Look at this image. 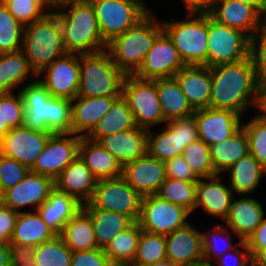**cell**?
Segmentation results:
<instances>
[{
	"mask_svg": "<svg viewBox=\"0 0 266 266\" xmlns=\"http://www.w3.org/2000/svg\"><path fill=\"white\" fill-rule=\"evenodd\" d=\"M211 109L230 110L241 117L250 107L259 109L262 88L249 57L234 63L211 67Z\"/></svg>",
	"mask_w": 266,
	"mask_h": 266,
	"instance_id": "cell-1",
	"label": "cell"
},
{
	"mask_svg": "<svg viewBox=\"0 0 266 266\" xmlns=\"http://www.w3.org/2000/svg\"><path fill=\"white\" fill-rule=\"evenodd\" d=\"M24 102L23 126L32 130L71 133V100L52 97L38 80L19 90Z\"/></svg>",
	"mask_w": 266,
	"mask_h": 266,
	"instance_id": "cell-2",
	"label": "cell"
},
{
	"mask_svg": "<svg viewBox=\"0 0 266 266\" xmlns=\"http://www.w3.org/2000/svg\"><path fill=\"white\" fill-rule=\"evenodd\" d=\"M54 13L58 16L62 28L67 53L87 54L107 48L91 1L71 3L54 10Z\"/></svg>",
	"mask_w": 266,
	"mask_h": 266,
	"instance_id": "cell-3",
	"label": "cell"
},
{
	"mask_svg": "<svg viewBox=\"0 0 266 266\" xmlns=\"http://www.w3.org/2000/svg\"><path fill=\"white\" fill-rule=\"evenodd\" d=\"M162 31L161 21L154 19L151 10L134 27L109 42L106 49L125 75H135L144 63L154 40Z\"/></svg>",
	"mask_w": 266,
	"mask_h": 266,
	"instance_id": "cell-4",
	"label": "cell"
},
{
	"mask_svg": "<svg viewBox=\"0 0 266 266\" xmlns=\"http://www.w3.org/2000/svg\"><path fill=\"white\" fill-rule=\"evenodd\" d=\"M21 51L36 75L67 54L62 28L58 16L53 11L41 20L24 26Z\"/></svg>",
	"mask_w": 266,
	"mask_h": 266,
	"instance_id": "cell-5",
	"label": "cell"
},
{
	"mask_svg": "<svg viewBox=\"0 0 266 266\" xmlns=\"http://www.w3.org/2000/svg\"><path fill=\"white\" fill-rule=\"evenodd\" d=\"M80 97L122 96L126 75L116 66L107 49L79 54Z\"/></svg>",
	"mask_w": 266,
	"mask_h": 266,
	"instance_id": "cell-6",
	"label": "cell"
},
{
	"mask_svg": "<svg viewBox=\"0 0 266 266\" xmlns=\"http://www.w3.org/2000/svg\"><path fill=\"white\" fill-rule=\"evenodd\" d=\"M161 24L185 65H203L207 61L208 13L187 12L185 20Z\"/></svg>",
	"mask_w": 266,
	"mask_h": 266,
	"instance_id": "cell-7",
	"label": "cell"
},
{
	"mask_svg": "<svg viewBox=\"0 0 266 266\" xmlns=\"http://www.w3.org/2000/svg\"><path fill=\"white\" fill-rule=\"evenodd\" d=\"M91 3L106 44L134 27L151 11L143 0H91Z\"/></svg>",
	"mask_w": 266,
	"mask_h": 266,
	"instance_id": "cell-8",
	"label": "cell"
},
{
	"mask_svg": "<svg viewBox=\"0 0 266 266\" xmlns=\"http://www.w3.org/2000/svg\"><path fill=\"white\" fill-rule=\"evenodd\" d=\"M122 97L127 101L136 126L149 130L156 124L166 123L157 94V79H140L126 75Z\"/></svg>",
	"mask_w": 266,
	"mask_h": 266,
	"instance_id": "cell-9",
	"label": "cell"
},
{
	"mask_svg": "<svg viewBox=\"0 0 266 266\" xmlns=\"http://www.w3.org/2000/svg\"><path fill=\"white\" fill-rule=\"evenodd\" d=\"M208 52L204 66L214 67L249 57L250 37L241 30L217 22L208 13Z\"/></svg>",
	"mask_w": 266,
	"mask_h": 266,
	"instance_id": "cell-10",
	"label": "cell"
},
{
	"mask_svg": "<svg viewBox=\"0 0 266 266\" xmlns=\"http://www.w3.org/2000/svg\"><path fill=\"white\" fill-rule=\"evenodd\" d=\"M142 196L125 179H100L92 199L83 204V209H102L117 212L137 222L140 216Z\"/></svg>",
	"mask_w": 266,
	"mask_h": 266,
	"instance_id": "cell-11",
	"label": "cell"
},
{
	"mask_svg": "<svg viewBox=\"0 0 266 266\" xmlns=\"http://www.w3.org/2000/svg\"><path fill=\"white\" fill-rule=\"evenodd\" d=\"M191 214L184 207L161 199L156 194L142 197L138 224L141 230L167 235L186 226Z\"/></svg>",
	"mask_w": 266,
	"mask_h": 266,
	"instance_id": "cell-12",
	"label": "cell"
},
{
	"mask_svg": "<svg viewBox=\"0 0 266 266\" xmlns=\"http://www.w3.org/2000/svg\"><path fill=\"white\" fill-rule=\"evenodd\" d=\"M80 140L74 133L52 134L30 171L55 180L78 156Z\"/></svg>",
	"mask_w": 266,
	"mask_h": 266,
	"instance_id": "cell-13",
	"label": "cell"
},
{
	"mask_svg": "<svg viewBox=\"0 0 266 266\" xmlns=\"http://www.w3.org/2000/svg\"><path fill=\"white\" fill-rule=\"evenodd\" d=\"M46 72V77H42ZM52 97L74 99L78 95L80 70L79 54L67 53L43 69L37 78Z\"/></svg>",
	"mask_w": 266,
	"mask_h": 266,
	"instance_id": "cell-14",
	"label": "cell"
},
{
	"mask_svg": "<svg viewBox=\"0 0 266 266\" xmlns=\"http://www.w3.org/2000/svg\"><path fill=\"white\" fill-rule=\"evenodd\" d=\"M52 134L25 126L12 128L0 139V154L13 158L30 169Z\"/></svg>",
	"mask_w": 266,
	"mask_h": 266,
	"instance_id": "cell-15",
	"label": "cell"
},
{
	"mask_svg": "<svg viewBox=\"0 0 266 266\" xmlns=\"http://www.w3.org/2000/svg\"><path fill=\"white\" fill-rule=\"evenodd\" d=\"M184 66L172 40L162 31L154 40L144 63L135 75L140 79L150 80L174 77Z\"/></svg>",
	"mask_w": 266,
	"mask_h": 266,
	"instance_id": "cell-16",
	"label": "cell"
},
{
	"mask_svg": "<svg viewBox=\"0 0 266 266\" xmlns=\"http://www.w3.org/2000/svg\"><path fill=\"white\" fill-rule=\"evenodd\" d=\"M54 188L53 179L30 171L19 184L4 191L0 201L19 213L22 207L28 205L37 211Z\"/></svg>",
	"mask_w": 266,
	"mask_h": 266,
	"instance_id": "cell-17",
	"label": "cell"
},
{
	"mask_svg": "<svg viewBox=\"0 0 266 266\" xmlns=\"http://www.w3.org/2000/svg\"><path fill=\"white\" fill-rule=\"evenodd\" d=\"M122 177L142 197L155 195L166 180L165 162L146 153L123 165Z\"/></svg>",
	"mask_w": 266,
	"mask_h": 266,
	"instance_id": "cell-18",
	"label": "cell"
},
{
	"mask_svg": "<svg viewBox=\"0 0 266 266\" xmlns=\"http://www.w3.org/2000/svg\"><path fill=\"white\" fill-rule=\"evenodd\" d=\"M199 139L207 145L224 141L242 126L241 116L230 110L206 108L193 114Z\"/></svg>",
	"mask_w": 266,
	"mask_h": 266,
	"instance_id": "cell-19",
	"label": "cell"
},
{
	"mask_svg": "<svg viewBox=\"0 0 266 266\" xmlns=\"http://www.w3.org/2000/svg\"><path fill=\"white\" fill-rule=\"evenodd\" d=\"M167 259L180 266H193L203 262L202 232L188 223L165 235Z\"/></svg>",
	"mask_w": 266,
	"mask_h": 266,
	"instance_id": "cell-20",
	"label": "cell"
},
{
	"mask_svg": "<svg viewBox=\"0 0 266 266\" xmlns=\"http://www.w3.org/2000/svg\"><path fill=\"white\" fill-rule=\"evenodd\" d=\"M174 77L194 111L209 108L212 89L210 67L185 65Z\"/></svg>",
	"mask_w": 266,
	"mask_h": 266,
	"instance_id": "cell-21",
	"label": "cell"
},
{
	"mask_svg": "<svg viewBox=\"0 0 266 266\" xmlns=\"http://www.w3.org/2000/svg\"><path fill=\"white\" fill-rule=\"evenodd\" d=\"M119 97L121 96H76L71 100V133L86 137Z\"/></svg>",
	"mask_w": 266,
	"mask_h": 266,
	"instance_id": "cell-22",
	"label": "cell"
},
{
	"mask_svg": "<svg viewBox=\"0 0 266 266\" xmlns=\"http://www.w3.org/2000/svg\"><path fill=\"white\" fill-rule=\"evenodd\" d=\"M97 182L79 155L54 180L56 189L75 197L82 205L92 199Z\"/></svg>",
	"mask_w": 266,
	"mask_h": 266,
	"instance_id": "cell-23",
	"label": "cell"
},
{
	"mask_svg": "<svg viewBox=\"0 0 266 266\" xmlns=\"http://www.w3.org/2000/svg\"><path fill=\"white\" fill-rule=\"evenodd\" d=\"M209 15L217 22L241 30L251 37L260 27V14L236 0H215Z\"/></svg>",
	"mask_w": 266,
	"mask_h": 266,
	"instance_id": "cell-24",
	"label": "cell"
},
{
	"mask_svg": "<svg viewBox=\"0 0 266 266\" xmlns=\"http://www.w3.org/2000/svg\"><path fill=\"white\" fill-rule=\"evenodd\" d=\"M147 131L136 126L102 137L97 143L112 154L123 166L147 153Z\"/></svg>",
	"mask_w": 266,
	"mask_h": 266,
	"instance_id": "cell-25",
	"label": "cell"
},
{
	"mask_svg": "<svg viewBox=\"0 0 266 266\" xmlns=\"http://www.w3.org/2000/svg\"><path fill=\"white\" fill-rule=\"evenodd\" d=\"M206 179L208 182L204 181ZM234 196L232 189L222 184L220 174L199 178L196 186L195 209L203 208L210 216L225 220Z\"/></svg>",
	"mask_w": 266,
	"mask_h": 266,
	"instance_id": "cell-26",
	"label": "cell"
},
{
	"mask_svg": "<svg viewBox=\"0 0 266 266\" xmlns=\"http://www.w3.org/2000/svg\"><path fill=\"white\" fill-rule=\"evenodd\" d=\"M232 199L225 226L233 231L240 241H246L265 218L263 205L257 200L241 195Z\"/></svg>",
	"mask_w": 266,
	"mask_h": 266,
	"instance_id": "cell-27",
	"label": "cell"
},
{
	"mask_svg": "<svg viewBox=\"0 0 266 266\" xmlns=\"http://www.w3.org/2000/svg\"><path fill=\"white\" fill-rule=\"evenodd\" d=\"M82 206L75 197L54 188L37 212L56 235H61L65 224L80 211Z\"/></svg>",
	"mask_w": 266,
	"mask_h": 266,
	"instance_id": "cell-28",
	"label": "cell"
},
{
	"mask_svg": "<svg viewBox=\"0 0 266 266\" xmlns=\"http://www.w3.org/2000/svg\"><path fill=\"white\" fill-rule=\"evenodd\" d=\"M78 155L97 180L122 176L121 163L97 142L81 137Z\"/></svg>",
	"mask_w": 266,
	"mask_h": 266,
	"instance_id": "cell-29",
	"label": "cell"
},
{
	"mask_svg": "<svg viewBox=\"0 0 266 266\" xmlns=\"http://www.w3.org/2000/svg\"><path fill=\"white\" fill-rule=\"evenodd\" d=\"M55 236L57 235L46 225L37 211H22L16 219L10 242L22 246L36 247Z\"/></svg>",
	"mask_w": 266,
	"mask_h": 266,
	"instance_id": "cell-30",
	"label": "cell"
},
{
	"mask_svg": "<svg viewBox=\"0 0 266 266\" xmlns=\"http://www.w3.org/2000/svg\"><path fill=\"white\" fill-rule=\"evenodd\" d=\"M157 94L166 121L194 114L175 77L157 79Z\"/></svg>",
	"mask_w": 266,
	"mask_h": 266,
	"instance_id": "cell-31",
	"label": "cell"
},
{
	"mask_svg": "<svg viewBox=\"0 0 266 266\" xmlns=\"http://www.w3.org/2000/svg\"><path fill=\"white\" fill-rule=\"evenodd\" d=\"M135 127L134 116L127 101L121 96L113 102L110 110L98 121L86 138L98 142L102 137Z\"/></svg>",
	"mask_w": 266,
	"mask_h": 266,
	"instance_id": "cell-32",
	"label": "cell"
},
{
	"mask_svg": "<svg viewBox=\"0 0 266 266\" xmlns=\"http://www.w3.org/2000/svg\"><path fill=\"white\" fill-rule=\"evenodd\" d=\"M211 160L214 171L221 174L230 166L248 155L249 141L245 130L241 127L230 138L210 145Z\"/></svg>",
	"mask_w": 266,
	"mask_h": 266,
	"instance_id": "cell-33",
	"label": "cell"
},
{
	"mask_svg": "<svg viewBox=\"0 0 266 266\" xmlns=\"http://www.w3.org/2000/svg\"><path fill=\"white\" fill-rule=\"evenodd\" d=\"M60 236L72 252L98 248L91 217L83 208L65 224Z\"/></svg>",
	"mask_w": 266,
	"mask_h": 266,
	"instance_id": "cell-34",
	"label": "cell"
},
{
	"mask_svg": "<svg viewBox=\"0 0 266 266\" xmlns=\"http://www.w3.org/2000/svg\"><path fill=\"white\" fill-rule=\"evenodd\" d=\"M91 217L98 248L105 249L120 232L130 227L134 221L121 213L102 209H84Z\"/></svg>",
	"mask_w": 266,
	"mask_h": 266,
	"instance_id": "cell-35",
	"label": "cell"
},
{
	"mask_svg": "<svg viewBox=\"0 0 266 266\" xmlns=\"http://www.w3.org/2000/svg\"><path fill=\"white\" fill-rule=\"evenodd\" d=\"M227 171L230 174L232 191L246 196L257 188L261 177L266 174V170L250 153L230 166Z\"/></svg>",
	"mask_w": 266,
	"mask_h": 266,
	"instance_id": "cell-36",
	"label": "cell"
},
{
	"mask_svg": "<svg viewBox=\"0 0 266 266\" xmlns=\"http://www.w3.org/2000/svg\"><path fill=\"white\" fill-rule=\"evenodd\" d=\"M29 74L37 78L22 51L0 54V93L12 92Z\"/></svg>",
	"mask_w": 266,
	"mask_h": 266,
	"instance_id": "cell-37",
	"label": "cell"
},
{
	"mask_svg": "<svg viewBox=\"0 0 266 266\" xmlns=\"http://www.w3.org/2000/svg\"><path fill=\"white\" fill-rule=\"evenodd\" d=\"M140 234L141 227L138 222H134L109 242L104 252L115 266L133 262Z\"/></svg>",
	"mask_w": 266,
	"mask_h": 266,
	"instance_id": "cell-38",
	"label": "cell"
},
{
	"mask_svg": "<svg viewBox=\"0 0 266 266\" xmlns=\"http://www.w3.org/2000/svg\"><path fill=\"white\" fill-rule=\"evenodd\" d=\"M196 186L197 182L166 178L156 195L192 213L196 204Z\"/></svg>",
	"mask_w": 266,
	"mask_h": 266,
	"instance_id": "cell-39",
	"label": "cell"
},
{
	"mask_svg": "<svg viewBox=\"0 0 266 266\" xmlns=\"http://www.w3.org/2000/svg\"><path fill=\"white\" fill-rule=\"evenodd\" d=\"M34 266H71V249L60 235L34 247Z\"/></svg>",
	"mask_w": 266,
	"mask_h": 266,
	"instance_id": "cell-40",
	"label": "cell"
},
{
	"mask_svg": "<svg viewBox=\"0 0 266 266\" xmlns=\"http://www.w3.org/2000/svg\"><path fill=\"white\" fill-rule=\"evenodd\" d=\"M147 153L162 162L180 155L178 131H171L166 125L162 132L154 135L152 129L147 131Z\"/></svg>",
	"mask_w": 266,
	"mask_h": 266,
	"instance_id": "cell-41",
	"label": "cell"
},
{
	"mask_svg": "<svg viewBox=\"0 0 266 266\" xmlns=\"http://www.w3.org/2000/svg\"><path fill=\"white\" fill-rule=\"evenodd\" d=\"M24 26L0 0V54L21 51Z\"/></svg>",
	"mask_w": 266,
	"mask_h": 266,
	"instance_id": "cell-42",
	"label": "cell"
},
{
	"mask_svg": "<svg viewBox=\"0 0 266 266\" xmlns=\"http://www.w3.org/2000/svg\"><path fill=\"white\" fill-rule=\"evenodd\" d=\"M166 258L165 235L141 230L133 262L149 266Z\"/></svg>",
	"mask_w": 266,
	"mask_h": 266,
	"instance_id": "cell-43",
	"label": "cell"
},
{
	"mask_svg": "<svg viewBox=\"0 0 266 266\" xmlns=\"http://www.w3.org/2000/svg\"><path fill=\"white\" fill-rule=\"evenodd\" d=\"M182 156L198 178L218 175L212 164L210 146L202 140L198 139L185 147Z\"/></svg>",
	"mask_w": 266,
	"mask_h": 266,
	"instance_id": "cell-44",
	"label": "cell"
},
{
	"mask_svg": "<svg viewBox=\"0 0 266 266\" xmlns=\"http://www.w3.org/2000/svg\"><path fill=\"white\" fill-rule=\"evenodd\" d=\"M23 26L39 21L50 11L46 0H1ZM47 9V10H46ZM45 10V11H44Z\"/></svg>",
	"mask_w": 266,
	"mask_h": 266,
	"instance_id": "cell-45",
	"label": "cell"
},
{
	"mask_svg": "<svg viewBox=\"0 0 266 266\" xmlns=\"http://www.w3.org/2000/svg\"><path fill=\"white\" fill-rule=\"evenodd\" d=\"M241 127L247 134L250 154L266 170V117L259 113Z\"/></svg>",
	"mask_w": 266,
	"mask_h": 266,
	"instance_id": "cell-46",
	"label": "cell"
},
{
	"mask_svg": "<svg viewBox=\"0 0 266 266\" xmlns=\"http://www.w3.org/2000/svg\"><path fill=\"white\" fill-rule=\"evenodd\" d=\"M230 232V233H229ZM233 231L230 229H227V227L220 225H215L212 228V231L210 233H203L202 232V243H203V262L205 263H211L212 258L218 259L223 254H225L228 251H232L235 247L233 244H231V233ZM229 233V234H228ZM224 235L226 236V239L224 238ZM221 238L224 241H226L224 244L223 242H219V239ZM220 239V241H222ZM223 243V245H221ZM225 245V246H224ZM223 246V247H222Z\"/></svg>",
	"mask_w": 266,
	"mask_h": 266,
	"instance_id": "cell-47",
	"label": "cell"
},
{
	"mask_svg": "<svg viewBox=\"0 0 266 266\" xmlns=\"http://www.w3.org/2000/svg\"><path fill=\"white\" fill-rule=\"evenodd\" d=\"M24 102L21 93H2L3 136L12 128L23 126Z\"/></svg>",
	"mask_w": 266,
	"mask_h": 266,
	"instance_id": "cell-48",
	"label": "cell"
},
{
	"mask_svg": "<svg viewBox=\"0 0 266 266\" xmlns=\"http://www.w3.org/2000/svg\"><path fill=\"white\" fill-rule=\"evenodd\" d=\"M249 56L252 60L259 86L266 89V28L260 27L250 37Z\"/></svg>",
	"mask_w": 266,
	"mask_h": 266,
	"instance_id": "cell-49",
	"label": "cell"
},
{
	"mask_svg": "<svg viewBox=\"0 0 266 266\" xmlns=\"http://www.w3.org/2000/svg\"><path fill=\"white\" fill-rule=\"evenodd\" d=\"M29 172L27 166L0 154V195L19 184Z\"/></svg>",
	"mask_w": 266,
	"mask_h": 266,
	"instance_id": "cell-50",
	"label": "cell"
},
{
	"mask_svg": "<svg viewBox=\"0 0 266 266\" xmlns=\"http://www.w3.org/2000/svg\"><path fill=\"white\" fill-rule=\"evenodd\" d=\"M166 126L171 131H178V138L180 139V155H182L185 147L199 139L197 124L193 115L185 118L169 120L166 122Z\"/></svg>",
	"mask_w": 266,
	"mask_h": 266,
	"instance_id": "cell-51",
	"label": "cell"
},
{
	"mask_svg": "<svg viewBox=\"0 0 266 266\" xmlns=\"http://www.w3.org/2000/svg\"><path fill=\"white\" fill-rule=\"evenodd\" d=\"M71 266H115L104 249L95 248L88 251H74L71 256Z\"/></svg>",
	"mask_w": 266,
	"mask_h": 266,
	"instance_id": "cell-52",
	"label": "cell"
},
{
	"mask_svg": "<svg viewBox=\"0 0 266 266\" xmlns=\"http://www.w3.org/2000/svg\"><path fill=\"white\" fill-rule=\"evenodd\" d=\"M166 178L182 180L186 182H198L199 178L193 173L182 155L165 162Z\"/></svg>",
	"mask_w": 266,
	"mask_h": 266,
	"instance_id": "cell-53",
	"label": "cell"
},
{
	"mask_svg": "<svg viewBox=\"0 0 266 266\" xmlns=\"http://www.w3.org/2000/svg\"><path fill=\"white\" fill-rule=\"evenodd\" d=\"M236 245H239L242 250L237 249V246H235L232 251H228V255L226 252L216 259L215 262L217 263L215 265L213 264V266H251V255L246 242L239 241ZM229 252H233L234 254H229Z\"/></svg>",
	"mask_w": 266,
	"mask_h": 266,
	"instance_id": "cell-54",
	"label": "cell"
},
{
	"mask_svg": "<svg viewBox=\"0 0 266 266\" xmlns=\"http://www.w3.org/2000/svg\"><path fill=\"white\" fill-rule=\"evenodd\" d=\"M10 266H34V247L8 242Z\"/></svg>",
	"mask_w": 266,
	"mask_h": 266,
	"instance_id": "cell-55",
	"label": "cell"
},
{
	"mask_svg": "<svg viewBox=\"0 0 266 266\" xmlns=\"http://www.w3.org/2000/svg\"><path fill=\"white\" fill-rule=\"evenodd\" d=\"M18 214L0 201V242H10Z\"/></svg>",
	"mask_w": 266,
	"mask_h": 266,
	"instance_id": "cell-56",
	"label": "cell"
},
{
	"mask_svg": "<svg viewBox=\"0 0 266 266\" xmlns=\"http://www.w3.org/2000/svg\"><path fill=\"white\" fill-rule=\"evenodd\" d=\"M245 242L249 250L266 249V217Z\"/></svg>",
	"mask_w": 266,
	"mask_h": 266,
	"instance_id": "cell-57",
	"label": "cell"
},
{
	"mask_svg": "<svg viewBox=\"0 0 266 266\" xmlns=\"http://www.w3.org/2000/svg\"><path fill=\"white\" fill-rule=\"evenodd\" d=\"M215 0H183L187 12L208 13Z\"/></svg>",
	"mask_w": 266,
	"mask_h": 266,
	"instance_id": "cell-58",
	"label": "cell"
},
{
	"mask_svg": "<svg viewBox=\"0 0 266 266\" xmlns=\"http://www.w3.org/2000/svg\"><path fill=\"white\" fill-rule=\"evenodd\" d=\"M251 255V266H266V249L249 250Z\"/></svg>",
	"mask_w": 266,
	"mask_h": 266,
	"instance_id": "cell-59",
	"label": "cell"
},
{
	"mask_svg": "<svg viewBox=\"0 0 266 266\" xmlns=\"http://www.w3.org/2000/svg\"><path fill=\"white\" fill-rule=\"evenodd\" d=\"M91 0H46L47 5L50 8V11L57 10L62 6L71 4V3H80V2H90Z\"/></svg>",
	"mask_w": 266,
	"mask_h": 266,
	"instance_id": "cell-60",
	"label": "cell"
},
{
	"mask_svg": "<svg viewBox=\"0 0 266 266\" xmlns=\"http://www.w3.org/2000/svg\"><path fill=\"white\" fill-rule=\"evenodd\" d=\"M0 266H10L8 243L0 242Z\"/></svg>",
	"mask_w": 266,
	"mask_h": 266,
	"instance_id": "cell-61",
	"label": "cell"
},
{
	"mask_svg": "<svg viewBox=\"0 0 266 266\" xmlns=\"http://www.w3.org/2000/svg\"><path fill=\"white\" fill-rule=\"evenodd\" d=\"M236 1L252 6L259 14L262 12L265 4V0H236Z\"/></svg>",
	"mask_w": 266,
	"mask_h": 266,
	"instance_id": "cell-62",
	"label": "cell"
},
{
	"mask_svg": "<svg viewBox=\"0 0 266 266\" xmlns=\"http://www.w3.org/2000/svg\"><path fill=\"white\" fill-rule=\"evenodd\" d=\"M264 117H266V89H262L261 97H260V104H259V111Z\"/></svg>",
	"mask_w": 266,
	"mask_h": 266,
	"instance_id": "cell-63",
	"label": "cell"
},
{
	"mask_svg": "<svg viewBox=\"0 0 266 266\" xmlns=\"http://www.w3.org/2000/svg\"><path fill=\"white\" fill-rule=\"evenodd\" d=\"M149 266H180V265L175 264L171 260H169V259L166 258L164 260L157 261L154 264H151Z\"/></svg>",
	"mask_w": 266,
	"mask_h": 266,
	"instance_id": "cell-64",
	"label": "cell"
},
{
	"mask_svg": "<svg viewBox=\"0 0 266 266\" xmlns=\"http://www.w3.org/2000/svg\"><path fill=\"white\" fill-rule=\"evenodd\" d=\"M3 137L2 93H0V139Z\"/></svg>",
	"mask_w": 266,
	"mask_h": 266,
	"instance_id": "cell-65",
	"label": "cell"
},
{
	"mask_svg": "<svg viewBox=\"0 0 266 266\" xmlns=\"http://www.w3.org/2000/svg\"><path fill=\"white\" fill-rule=\"evenodd\" d=\"M261 27L266 28V0L262 12L260 13Z\"/></svg>",
	"mask_w": 266,
	"mask_h": 266,
	"instance_id": "cell-66",
	"label": "cell"
},
{
	"mask_svg": "<svg viewBox=\"0 0 266 266\" xmlns=\"http://www.w3.org/2000/svg\"><path fill=\"white\" fill-rule=\"evenodd\" d=\"M123 266H147V265H140V264H137L135 262H130V263H127V264H125Z\"/></svg>",
	"mask_w": 266,
	"mask_h": 266,
	"instance_id": "cell-67",
	"label": "cell"
},
{
	"mask_svg": "<svg viewBox=\"0 0 266 266\" xmlns=\"http://www.w3.org/2000/svg\"><path fill=\"white\" fill-rule=\"evenodd\" d=\"M193 266H213V263L202 262V263H199V264H196V265H193Z\"/></svg>",
	"mask_w": 266,
	"mask_h": 266,
	"instance_id": "cell-68",
	"label": "cell"
}]
</instances>
